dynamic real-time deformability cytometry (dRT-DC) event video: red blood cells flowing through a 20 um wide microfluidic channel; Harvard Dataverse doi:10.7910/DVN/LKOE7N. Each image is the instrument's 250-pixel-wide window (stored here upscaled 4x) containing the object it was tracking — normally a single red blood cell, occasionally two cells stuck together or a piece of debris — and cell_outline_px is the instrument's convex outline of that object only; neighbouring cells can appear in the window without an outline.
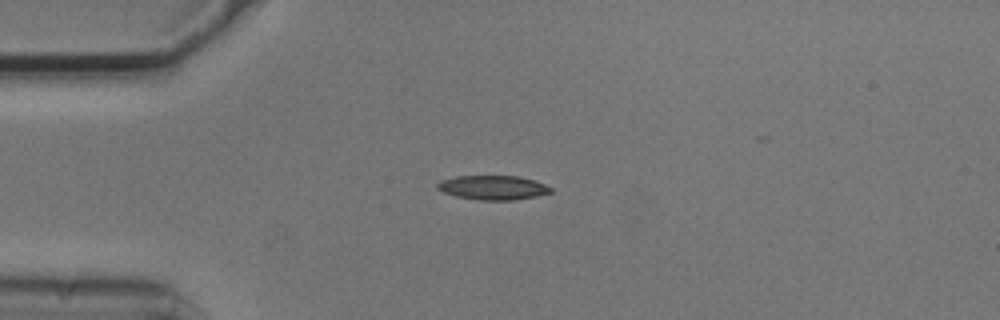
{"species": "common noctule bat (a hibernating species)", "species_latin": "Nyctalus noctula", "temperature_condition": "cold", "stored_images_in_passage": 2, "camera_frame_rate_fps": 3000, "um_per_image_px": 0.085, "animal": {"sex": "male", "body_mass_g": 20.5, "forearm_length_mm": 52.5}, "frame": {"image": 1, "passage_image": 2, "time_ms": 0.333, "image_size_px": [1000, 320], "cell_outline_px": [[552, 192], [536, 196], [512, 200], [476, 200], [456, 196], [444, 192], [436, 188], [436, 184], [440, 180], [456, 176], [520, 176], [536, 180], [552, 188]], "centroid_in_image_um": [41.89, 15.94], "position_along_channel_um": 43.1, "area_um2": 16.13}}